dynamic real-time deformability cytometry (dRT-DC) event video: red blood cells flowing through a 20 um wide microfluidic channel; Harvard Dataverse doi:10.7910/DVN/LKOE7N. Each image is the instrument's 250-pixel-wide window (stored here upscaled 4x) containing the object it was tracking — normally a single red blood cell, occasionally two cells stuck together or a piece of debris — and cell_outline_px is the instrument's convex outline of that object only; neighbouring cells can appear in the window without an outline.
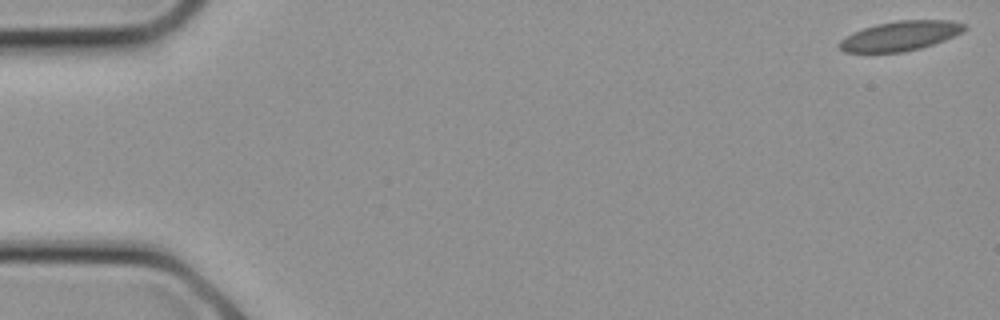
{"species": "common noctule bat (a hibernating species)", "species_latin": "Nyctalus noctula", "temperature_condition": "cold", "stored_images_in_passage": 11, "camera_frame_rate_fps": 3000, "um_per_image_px": 0.085, "animal": {"sex": "female", "body_mass_g": 21.9}, "frame": {"image": 1, "passage_image": 1, "time_ms": 0.0, "image_size_px": [1000, 320], "cell_outline_px": [[968, 28], [944, 40], [920, 48], [904, 52], [844, 52], [840, 48], [840, 40], [852, 32], [876, 24], [896, 20], [952, 20], [964, 24]], "centroid_in_image_um": [76.51, 3.04], "position_along_channel_um": 8.5, "area_um2": 21.39}}
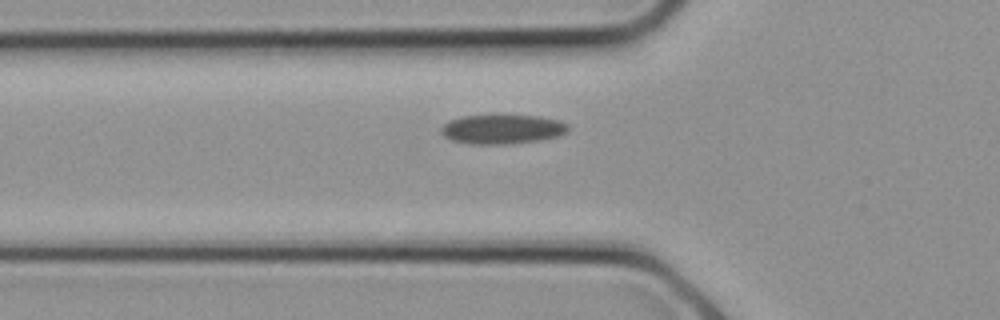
{"frame": {"image": 2, "passage_image": 9, "time_ms": 2.667, "image_size_px": [1000, 320], "cell_outline_px": [[568, 132], [560, 136], [540, 140], [512, 144], [468, 144], [452, 140], [444, 136], [440, 132], [440, 128], [448, 120], [460, 116], [536, 116], [560, 120], [568, 124]], "centroid_in_image_um": [42.69, 10.99], "position_along_channel_um": 83.1, "area_um2": 21.85}}
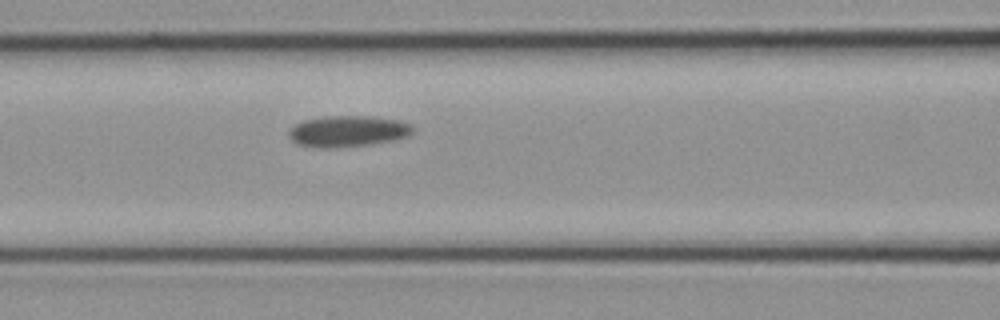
{"frame": {"image": 3, "passage_image": 11, "time_ms": 3.333, "image_size_px": [1000, 320], "cell_outline_px": [[416, 128], [408, 136], [396, 140], [372, 144], [336, 148], [320, 148], [296, 144], [288, 136], [288, 132], [296, 124], [304, 120], [324, 116], [376, 116], [400, 120], [412, 124]], "centroid_in_image_um": [29.62, 11.15], "position_along_channel_um": 137.0, "area_um2": 22.95}}